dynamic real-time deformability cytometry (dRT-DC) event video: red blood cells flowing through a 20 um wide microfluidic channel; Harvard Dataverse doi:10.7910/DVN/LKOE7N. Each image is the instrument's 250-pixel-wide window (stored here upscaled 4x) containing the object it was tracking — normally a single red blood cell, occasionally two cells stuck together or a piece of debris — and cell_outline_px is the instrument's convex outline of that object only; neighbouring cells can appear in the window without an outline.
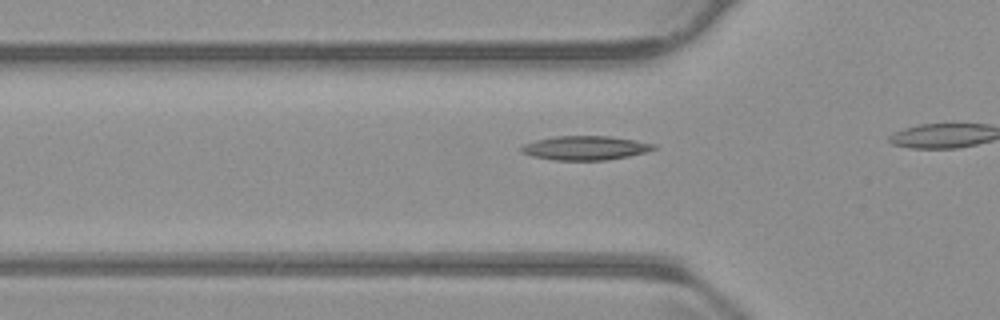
{"species": "common noctule bat (a hibernating species)", "species_latin": "Nyctalus noctula", "temperature_condition": "warm", "stored_images_in_passage": 12, "camera_frame_rate_fps": 3000, "um_per_image_px": 0.085, "animal": {"sex": "male", "body_mass_g": 23.1, "forearm_length_mm": 52.7}, "frame": {"image": 1, "passage_image": 7, "time_ms": 2.0, "image_size_px": [1000, 320], "cell_outline_px": [[656, 148], [644, 152], [628, 156], [604, 160], [556, 160], [532, 156], [520, 152], [520, 148], [524, 144], [536, 140], [556, 136], [608, 136], [636, 140], [656, 144]], "centroid_in_image_um": [49.73, 12.57], "position_along_channel_um": 76.1, "area_um2": 18.44}}
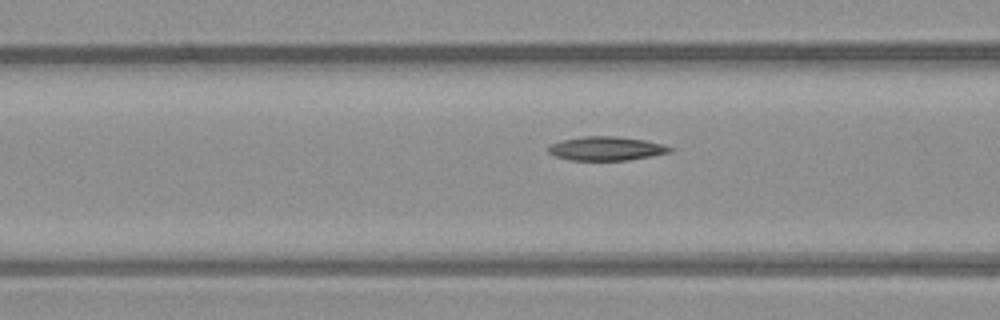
{"frame": {"image": 2, "passage_image": 10, "time_ms": 3.0, "image_size_px": [1000, 320], "cell_outline_px": [[676, 148], [672, 152], [652, 156], [628, 160], [568, 160], [556, 156], [548, 152], [548, 148], [552, 144], [564, 140], [584, 136], [616, 136], [644, 140], [664, 144]], "centroid_in_image_um": [51.61, 12.63], "position_along_channel_um": 115.0, "area_um2": 16.94}}